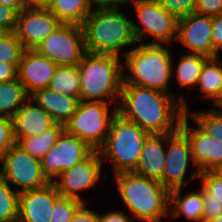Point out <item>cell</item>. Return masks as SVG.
<instances>
[{
  "instance_id": "obj_44",
  "label": "cell",
  "mask_w": 222,
  "mask_h": 222,
  "mask_svg": "<svg viewBox=\"0 0 222 222\" xmlns=\"http://www.w3.org/2000/svg\"><path fill=\"white\" fill-rule=\"evenodd\" d=\"M52 0H25L27 9H48Z\"/></svg>"
},
{
  "instance_id": "obj_10",
  "label": "cell",
  "mask_w": 222,
  "mask_h": 222,
  "mask_svg": "<svg viewBox=\"0 0 222 222\" xmlns=\"http://www.w3.org/2000/svg\"><path fill=\"white\" fill-rule=\"evenodd\" d=\"M0 176L19 193L44 187L49 182L43 176L40 160L14 144L1 158Z\"/></svg>"
},
{
  "instance_id": "obj_33",
  "label": "cell",
  "mask_w": 222,
  "mask_h": 222,
  "mask_svg": "<svg viewBox=\"0 0 222 222\" xmlns=\"http://www.w3.org/2000/svg\"><path fill=\"white\" fill-rule=\"evenodd\" d=\"M82 204L83 202L77 199L60 196L54 203L50 222H70Z\"/></svg>"
},
{
  "instance_id": "obj_47",
  "label": "cell",
  "mask_w": 222,
  "mask_h": 222,
  "mask_svg": "<svg viewBox=\"0 0 222 222\" xmlns=\"http://www.w3.org/2000/svg\"><path fill=\"white\" fill-rule=\"evenodd\" d=\"M208 222H222V214L212 220H209Z\"/></svg>"
},
{
  "instance_id": "obj_26",
  "label": "cell",
  "mask_w": 222,
  "mask_h": 222,
  "mask_svg": "<svg viewBox=\"0 0 222 222\" xmlns=\"http://www.w3.org/2000/svg\"><path fill=\"white\" fill-rule=\"evenodd\" d=\"M63 131L64 125L55 123L41 134L20 138L15 144L32 157L40 160L55 144Z\"/></svg>"
},
{
  "instance_id": "obj_37",
  "label": "cell",
  "mask_w": 222,
  "mask_h": 222,
  "mask_svg": "<svg viewBox=\"0 0 222 222\" xmlns=\"http://www.w3.org/2000/svg\"><path fill=\"white\" fill-rule=\"evenodd\" d=\"M194 13L206 16H216L222 13V0H196Z\"/></svg>"
},
{
  "instance_id": "obj_38",
  "label": "cell",
  "mask_w": 222,
  "mask_h": 222,
  "mask_svg": "<svg viewBox=\"0 0 222 222\" xmlns=\"http://www.w3.org/2000/svg\"><path fill=\"white\" fill-rule=\"evenodd\" d=\"M211 38L213 48L218 52L222 50V13L212 17Z\"/></svg>"
},
{
  "instance_id": "obj_22",
  "label": "cell",
  "mask_w": 222,
  "mask_h": 222,
  "mask_svg": "<svg viewBox=\"0 0 222 222\" xmlns=\"http://www.w3.org/2000/svg\"><path fill=\"white\" fill-rule=\"evenodd\" d=\"M183 195L181 188L170 190L169 193V217L177 219L183 216L189 222H203L204 203L201 189L197 188Z\"/></svg>"
},
{
  "instance_id": "obj_17",
  "label": "cell",
  "mask_w": 222,
  "mask_h": 222,
  "mask_svg": "<svg viewBox=\"0 0 222 222\" xmlns=\"http://www.w3.org/2000/svg\"><path fill=\"white\" fill-rule=\"evenodd\" d=\"M61 195L54 183L19 194L18 222H50L55 201Z\"/></svg>"
},
{
  "instance_id": "obj_16",
  "label": "cell",
  "mask_w": 222,
  "mask_h": 222,
  "mask_svg": "<svg viewBox=\"0 0 222 222\" xmlns=\"http://www.w3.org/2000/svg\"><path fill=\"white\" fill-rule=\"evenodd\" d=\"M189 120L190 117L185 114L181 119L179 130L188 139L195 167L200 172L209 171L222 162V143L209 136L198 125L194 129Z\"/></svg>"
},
{
  "instance_id": "obj_6",
  "label": "cell",
  "mask_w": 222,
  "mask_h": 222,
  "mask_svg": "<svg viewBox=\"0 0 222 222\" xmlns=\"http://www.w3.org/2000/svg\"><path fill=\"white\" fill-rule=\"evenodd\" d=\"M149 134L116 113L111 120L107 139L98 150L103 163L104 160L111 161L113 175L136 169L144 141Z\"/></svg>"
},
{
  "instance_id": "obj_27",
  "label": "cell",
  "mask_w": 222,
  "mask_h": 222,
  "mask_svg": "<svg viewBox=\"0 0 222 222\" xmlns=\"http://www.w3.org/2000/svg\"><path fill=\"white\" fill-rule=\"evenodd\" d=\"M29 97L17 78L0 82V115L12 118Z\"/></svg>"
},
{
  "instance_id": "obj_42",
  "label": "cell",
  "mask_w": 222,
  "mask_h": 222,
  "mask_svg": "<svg viewBox=\"0 0 222 222\" xmlns=\"http://www.w3.org/2000/svg\"><path fill=\"white\" fill-rule=\"evenodd\" d=\"M94 8H119L124 4H131L133 0H90Z\"/></svg>"
},
{
  "instance_id": "obj_14",
  "label": "cell",
  "mask_w": 222,
  "mask_h": 222,
  "mask_svg": "<svg viewBox=\"0 0 222 222\" xmlns=\"http://www.w3.org/2000/svg\"><path fill=\"white\" fill-rule=\"evenodd\" d=\"M211 31L212 16L191 13L178 20L176 42L185 46L189 53L215 58L219 53L213 48Z\"/></svg>"
},
{
  "instance_id": "obj_11",
  "label": "cell",
  "mask_w": 222,
  "mask_h": 222,
  "mask_svg": "<svg viewBox=\"0 0 222 222\" xmlns=\"http://www.w3.org/2000/svg\"><path fill=\"white\" fill-rule=\"evenodd\" d=\"M190 162L195 166L191 147L186 136L180 131L166 134L165 166L163 171V185L170 191L188 186L199 178L200 170L186 178ZM196 179V180H195Z\"/></svg>"
},
{
  "instance_id": "obj_21",
  "label": "cell",
  "mask_w": 222,
  "mask_h": 222,
  "mask_svg": "<svg viewBox=\"0 0 222 222\" xmlns=\"http://www.w3.org/2000/svg\"><path fill=\"white\" fill-rule=\"evenodd\" d=\"M44 109L55 123L65 125L76 112L80 97H69L44 88L35 91L29 97Z\"/></svg>"
},
{
  "instance_id": "obj_8",
  "label": "cell",
  "mask_w": 222,
  "mask_h": 222,
  "mask_svg": "<svg viewBox=\"0 0 222 222\" xmlns=\"http://www.w3.org/2000/svg\"><path fill=\"white\" fill-rule=\"evenodd\" d=\"M135 13L141 27L134 24L133 32L138 43L171 44L177 39L178 20L156 0H133Z\"/></svg>"
},
{
  "instance_id": "obj_19",
  "label": "cell",
  "mask_w": 222,
  "mask_h": 222,
  "mask_svg": "<svg viewBox=\"0 0 222 222\" xmlns=\"http://www.w3.org/2000/svg\"><path fill=\"white\" fill-rule=\"evenodd\" d=\"M12 123L15 143L20 138L41 134L55 124L51 116L30 98L12 117Z\"/></svg>"
},
{
  "instance_id": "obj_49",
  "label": "cell",
  "mask_w": 222,
  "mask_h": 222,
  "mask_svg": "<svg viewBox=\"0 0 222 222\" xmlns=\"http://www.w3.org/2000/svg\"><path fill=\"white\" fill-rule=\"evenodd\" d=\"M5 33V31H3L1 28H0V36L2 35V34H4Z\"/></svg>"
},
{
  "instance_id": "obj_18",
  "label": "cell",
  "mask_w": 222,
  "mask_h": 222,
  "mask_svg": "<svg viewBox=\"0 0 222 222\" xmlns=\"http://www.w3.org/2000/svg\"><path fill=\"white\" fill-rule=\"evenodd\" d=\"M57 65L35 50H24L17 67V79L30 96L35 91L48 88Z\"/></svg>"
},
{
  "instance_id": "obj_41",
  "label": "cell",
  "mask_w": 222,
  "mask_h": 222,
  "mask_svg": "<svg viewBox=\"0 0 222 222\" xmlns=\"http://www.w3.org/2000/svg\"><path fill=\"white\" fill-rule=\"evenodd\" d=\"M124 210L110 211L101 215L98 213V222H132ZM130 218V219H129Z\"/></svg>"
},
{
  "instance_id": "obj_31",
  "label": "cell",
  "mask_w": 222,
  "mask_h": 222,
  "mask_svg": "<svg viewBox=\"0 0 222 222\" xmlns=\"http://www.w3.org/2000/svg\"><path fill=\"white\" fill-rule=\"evenodd\" d=\"M24 50L15 32H5L0 36V63L18 66Z\"/></svg>"
},
{
  "instance_id": "obj_13",
  "label": "cell",
  "mask_w": 222,
  "mask_h": 222,
  "mask_svg": "<svg viewBox=\"0 0 222 222\" xmlns=\"http://www.w3.org/2000/svg\"><path fill=\"white\" fill-rule=\"evenodd\" d=\"M103 161L98 150H94L87 158L70 169L64 170L55 179L54 184L62 197L82 199L81 191L95 186L101 179Z\"/></svg>"
},
{
  "instance_id": "obj_1",
  "label": "cell",
  "mask_w": 222,
  "mask_h": 222,
  "mask_svg": "<svg viewBox=\"0 0 222 222\" xmlns=\"http://www.w3.org/2000/svg\"><path fill=\"white\" fill-rule=\"evenodd\" d=\"M190 110L185 97L123 84L117 113L150 134H173Z\"/></svg>"
},
{
  "instance_id": "obj_29",
  "label": "cell",
  "mask_w": 222,
  "mask_h": 222,
  "mask_svg": "<svg viewBox=\"0 0 222 222\" xmlns=\"http://www.w3.org/2000/svg\"><path fill=\"white\" fill-rule=\"evenodd\" d=\"M187 115L209 136L222 143V112L216 109L189 111Z\"/></svg>"
},
{
  "instance_id": "obj_24",
  "label": "cell",
  "mask_w": 222,
  "mask_h": 222,
  "mask_svg": "<svg viewBox=\"0 0 222 222\" xmlns=\"http://www.w3.org/2000/svg\"><path fill=\"white\" fill-rule=\"evenodd\" d=\"M209 57L201 54L187 53L179 58V62L175 65L172 60V76L175 74V80L180 87L197 86L202 68Z\"/></svg>"
},
{
  "instance_id": "obj_7",
  "label": "cell",
  "mask_w": 222,
  "mask_h": 222,
  "mask_svg": "<svg viewBox=\"0 0 222 222\" xmlns=\"http://www.w3.org/2000/svg\"><path fill=\"white\" fill-rule=\"evenodd\" d=\"M109 104L80 100L76 112L64 125V130L80 138L93 150H99L107 139L111 120L117 113L118 106L112 108Z\"/></svg>"
},
{
  "instance_id": "obj_30",
  "label": "cell",
  "mask_w": 222,
  "mask_h": 222,
  "mask_svg": "<svg viewBox=\"0 0 222 222\" xmlns=\"http://www.w3.org/2000/svg\"><path fill=\"white\" fill-rule=\"evenodd\" d=\"M19 194L0 176V222H18Z\"/></svg>"
},
{
  "instance_id": "obj_15",
  "label": "cell",
  "mask_w": 222,
  "mask_h": 222,
  "mask_svg": "<svg viewBox=\"0 0 222 222\" xmlns=\"http://www.w3.org/2000/svg\"><path fill=\"white\" fill-rule=\"evenodd\" d=\"M61 24L48 9L25 8L17 15L15 33L25 50H35Z\"/></svg>"
},
{
  "instance_id": "obj_46",
  "label": "cell",
  "mask_w": 222,
  "mask_h": 222,
  "mask_svg": "<svg viewBox=\"0 0 222 222\" xmlns=\"http://www.w3.org/2000/svg\"><path fill=\"white\" fill-rule=\"evenodd\" d=\"M214 176L222 179V162L218 163L209 170Z\"/></svg>"
},
{
  "instance_id": "obj_40",
  "label": "cell",
  "mask_w": 222,
  "mask_h": 222,
  "mask_svg": "<svg viewBox=\"0 0 222 222\" xmlns=\"http://www.w3.org/2000/svg\"><path fill=\"white\" fill-rule=\"evenodd\" d=\"M203 203H204V212L202 217L203 222H208L209 220H212L215 217H218L220 214H222L221 202L203 200Z\"/></svg>"
},
{
  "instance_id": "obj_23",
  "label": "cell",
  "mask_w": 222,
  "mask_h": 222,
  "mask_svg": "<svg viewBox=\"0 0 222 222\" xmlns=\"http://www.w3.org/2000/svg\"><path fill=\"white\" fill-rule=\"evenodd\" d=\"M196 87L203 93L202 98L213 100L214 107L222 100V59L219 56L205 62Z\"/></svg>"
},
{
  "instance_id": "obj_5",
  "label": "cell",
  "mask_w": 222,
  "mask_h": 222,
  "mask_svg": "<svg viewBox=\"0 0 222 222\" xmlns=\"http://www.w3.org/2000/svg\"><path fill=\"white\" fill-rule=\"evenodd\" d=\"M113 54L86 53L79 62L80 100L114 102L118 106L123 85V63ZM111 99V100H110Z\"/></svg>"
},
{
  "instance_id": "obj_28",
  "label": "cell",
  "mask_w": 222,
  "mask_h": 222,
  "mask_svg": "<svg viewBox=\"0 0 222 222\" xmlns=\"http://www.w3.org/2000/svg\"><path fill=\"white\" fill-rule=\"evenodd\" d=\"M48 88L69 97H80V78L77 65H57Z\"/></svg>"
},
{
  "instance_id": "obj_39",
  "label": "cell",
  "mask_w": 222,
  "mask_h": 222,
  "mask_svg": "<svg viewBox=\"0 0 222 222\" xmlns=\"http://www.w3.org/2000/svg\"><path fill=\"white\" fill-rule=\"evenodd\" d=\"M70 222H98V213L94 209L87 208L83 203L74 213Z\"/></svg>"
},
{
  "instance_id": "obj_35",
  "label": "cell",
  "mask_w": 222,
  "mask_h": 222,
  "mask_svg": "<svg viewBox=\"0 0 222 222\" xmlns=\"http://www.w3.org/2000/svg\"><path fill=\"white\" fill-rule=\"evenodd\" d=\"M15 144L12 118L0 115V158Z\"/></svg>"
},
{
  "instance_id": "obj_25",
  "label": "cell",
  "mask_w": 222,
  "mask_h": 222,
  "mask_svg": "<svg viewBox=\"0 0 222 222\" xmlns=\"http://www.w3.org/2000/svg\"><path fill=\"white\" fill-rule=\"evenodd\" d=\"M93 7L90 0H52L48 10L63 24L81 26Z\"/></svg>"
},
{
  "instance_id": "obj_48",
  "label": "cell",
  "mask_w": 222,
  "mask_h": 222,
  "mask_svg": "<svg viewBox=\"0 0 222 222\" xmlns=\"http://www.w3.org/2000/svg\"><path fill=\"white\" fill-rule=\"evenodd\" d=\"M215 107H217V108H218V107L221 108L220 111L222 112V100H221V101H220Z\"/></svg>"
},
{
  "instance_id": "obj_45",
  "label": "cell",
  "mask_w": 222,
  "mask_h": 222,
  "mask_svg": "<svg viewBox=\"0 0 222 222\" xmlns=\"http://www.w3.org/2000/svg\"><path fill=\"white\" fill-rule=\"evenodd\" d=\"M0 3L15 9L18 13L25 9V0H0Z\"/></svg>"
},
{
  "instance_id": "obj_34",
  "label": "cell",
  "mask_w": 222,
  "mask_h": 222,
  "mask_svg": "<svg viewBox=\"0 0 222 222\" xmlns=\"http://www.w3.org/2000/svg\"><path fill=\"white\" fill-rule=\"evenodd\" d=\"M168 13L177 20L194 13L196 0H156Z\"/></svg>"
},
{
  "instance_id": "obj_32",
  "label": "cell",
  "mask_w": 222,
  "mask_h": 222,
  "mask_svg": "<svg viewBox=\"0 0 222 222\" xmlns=\"http://www.w3.org/2000/svg\"><path fill=\"white\" fill-rule=\"evenodd\" d=\"M201 195L203 200L222 203V179L214 176L210 171L199 173Z\"/></svg>"
},
{
  "instance_id": "obj_2",
  "label": "cell",
  "mask_w": 222,
  "mask_h": 222,
  "mask_svg": "<svg viewBox=\"0 0 222 222\" xmlns=\"http://www.w3.org/2000/svg\"><path fill=\"white\" fill-rule=\"evenodd\" d=\"M125 15L120 8L93 9L81 25L86 51L123 57L130 51L125 47H135L132 20Z\"/></svg>"
},
{
  "instance_id": "obj_43",
  "label": "cell",
  "mask_w": 222,
  "mask_h": 222,
  "mask_svg": "<svg viewBox=\"0 0 222 222\" xmlns=\"http://www.w3.org/2000/svg\"><path fill=\"white\" fill-rule=\"evenodd\" d=\"M17 67L0 63V82L10 81L17 78Z\"/></svg>"
},
{
  "instance_id": "obj_9",
  "label": "cell",
  "mask_w": 222,
  "mask_h": 222,
  "mask_svg": "<svg viewBox=\"0 0 222 222\" xmlns=\"http://www.w3.org/2000/svg\"><path fill=\"white\" fill-rule=\"evenodd\" d=\"M35 51L56 65H78L87 53L82 27L62 23Z\"/></svg>"
},
{
  "instance_id": "obj_3",
  "label": "cell",
  "mask_w": 222,
  "mask_h": 222,
  "mask_svg": "<svg viewBox=\"0 0 222 222\" xmlns=\"http://www.w3.org/2000/svg\"><path fill=\"white\" fill-rule=\"evenodd\" d=\"M165 44L138 43L127 52L123 58V84H131L140 87L150 88L172 93L169 81L172 76V60L174 55L171 49Z\"/></svg>"
},
{
  "instance_id": "obj_20",
  "label": "cell",
  "mask_w": 222,
  "mask_h": 222,
  "mask_svg": "<svg viewBox=\"0 0 222 222\" xmlns=\"http://www.w3.org/2000/svg\"><path fill=\"white\" fill-rule=\"evenodd\" d=\"M166 134H149L144 141L135 174L163 184Z\"/></svg>"
},
{
  "instance_id": "obj_12",
  "label": "cell",
  "mask_w": 222,
  "mask_h": 222,
  "mask_svg": "<svg viewBox=\"0 0 222 222\" xmlns=\"http://www.w3.org/2000/svg\"><path fill=\"white\" fill-rule=\"evenodd\" d=\"M94 150L80 138L68 134L65 130L55 144L40 159L43 176L49 183L67 169L87 158Z\"/></svg>"
},
{
  "instance_id": "obj_4",
  "label": "cell",
  "mask_w": 222,
  "mask_h": 222,
  "mask_svg": "<svg viewBox=\"0 0 222 222\" xmlns=\"http://www.w3.org/2000/svg\"><path fill=\"white\" fill-rule=\"evenodd\" d=\"M114 182L132 219L142 222H162L169 216L170 191L159 181L134 172L114 175Z\"/></svg>"
},
{
  "instance_id": "obj_36",
  "label": "cell",
  "mask_w": 222,
  "mask_h": 222,
  "mask_svg": "<svg viewBox=\"0 0 222 222\" xmlns=\"http://www.w3.org/2000/svg\"><path fill=\"white\" fill-rule=\"evenodd\" d=\"M18 12L0 3V28L5 32H15Z\"/></svg>"
}]
</instances>
